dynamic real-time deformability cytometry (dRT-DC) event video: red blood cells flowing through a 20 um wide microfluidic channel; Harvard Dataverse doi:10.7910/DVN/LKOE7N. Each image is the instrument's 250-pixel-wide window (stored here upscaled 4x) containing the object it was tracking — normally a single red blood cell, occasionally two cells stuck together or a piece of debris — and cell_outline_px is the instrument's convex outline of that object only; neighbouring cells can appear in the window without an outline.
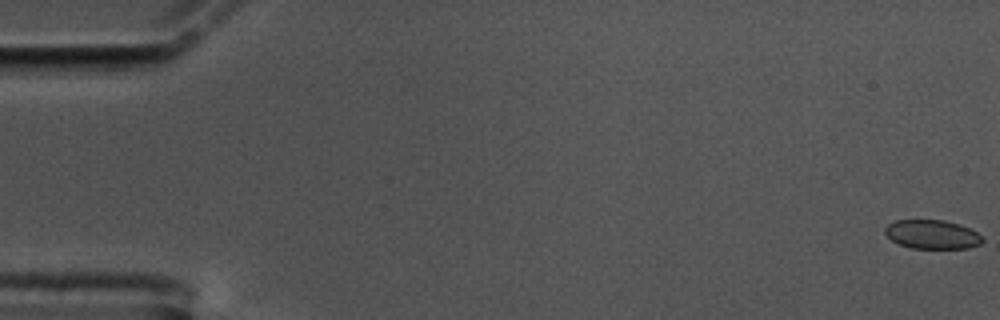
{"species": "common noctule bat (a hibernating species)", "species_latin": "Nyctalus noctula", "temperature_condition": "cold", "stored_images_in_passage": 60, "camera_frame_rate_fps": 3000, "um_per_image_px": 0.085, "animal": {"sex": "male", "body_mass_g": 17.5, "forearm_length_mm": 52.3}, "frame": {"image": 1, "passage_image": 1, "time_ms": 0.0, "image_size_px": [1000, 320], "cell_outline_px": [[984, 240], [980, 244], [968, 248], [912, 248], [900, 244], [892, 240], [884, 232], [884, 228], [888, 224], [896, 220], [944, 220], [960, 224], [984, 236]], "centroid_in_image_um": [79.25, 19.92], "position_along_channel_um": 5.7, "area_um2": 16.42}}
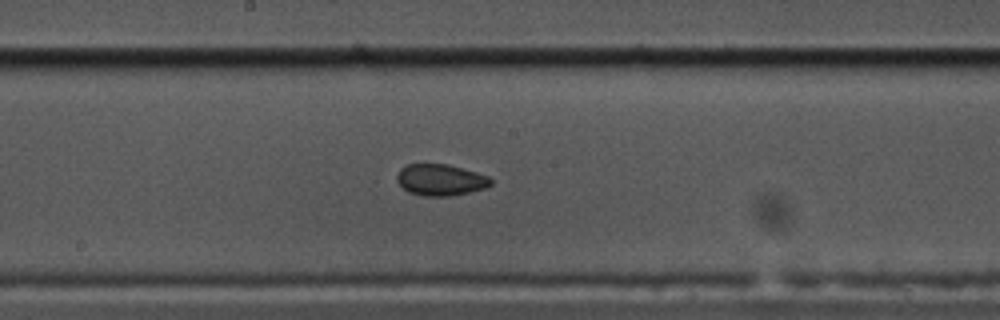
{"frame": {"image": 2, "passage_image": 32, "time_ms": 10.333, "image_size_px": [1000, 320], "cell_outline_px": [[492, 184], [484, 188], [468, 192], [448, 196], [424, 196], [408, 192], [396, 180], [396, 176], [400, 168], [408, 164], [448, 164], [476, 172], [488, 176], [492, 180]], "centroid_in_image_um": [37.42, 15.28], "position_along_channel_um": 210.8, "area_um2": 17.11}}
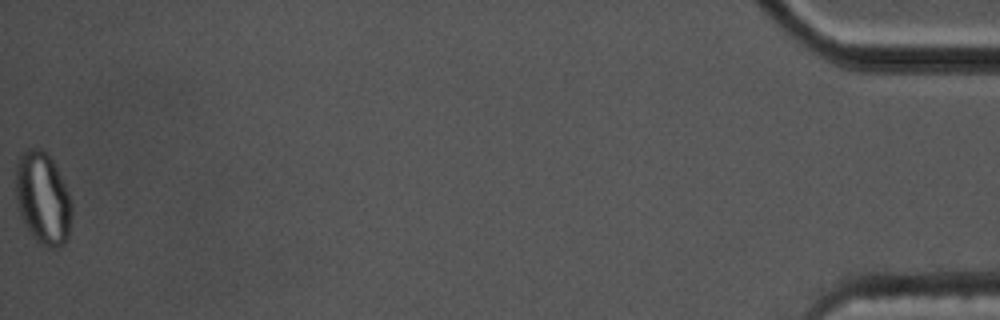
{"frame": {"image": 3, "passage_image": 60, "time_ms": 19.667, "image_size_px": [1000, 320], "cell_outline_px": [[72, 216], [68, 236], [64, 244], [56, 248], [48, 248], [40, 244], [28, 232], [20, 216], [16, 196], [16, 164], [24, 148], [40, 148], [52, 160], [68, 192], [72, 204]], "centroid_in_image_um": [3.63, 16.89], "position_along_channel_um": 431.6, "area_um2": 30.23}, "authors_computed_cell_mechanics": {"area_um2": 17.5134, "velocity_mm_per_s": 3.4286, "shape_relaxation_time_tau1_ms": null, "shape_relaxation_time_tau2_ms": 2.0992, "deformation_change_tau1": null, "deformation_change_tau2": 0.0613}}